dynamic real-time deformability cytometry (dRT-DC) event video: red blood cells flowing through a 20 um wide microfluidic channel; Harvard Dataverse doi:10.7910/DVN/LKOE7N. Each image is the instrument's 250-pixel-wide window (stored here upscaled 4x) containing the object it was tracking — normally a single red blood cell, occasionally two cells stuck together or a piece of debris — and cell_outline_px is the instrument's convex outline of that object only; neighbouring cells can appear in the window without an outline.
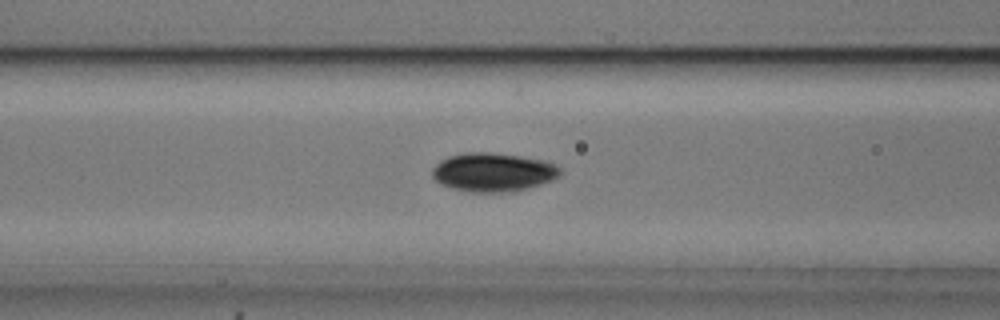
{"species": "common noctule bat (a hibernating species)", "species_latin": "Nyctalus noctula", "temperature_condition": "cold", "stored_images_in_passage": 40, "camera_frame_rate_fps": 3000, "um_per_image_px": 0.085, "animal": {"sex": "male", "body_mass_g": 20.5, "forearm_length_mm": 52.5}, "frame": {"image": 1, "passage_image": 17, "time_ms": 5.333, "image_size_px": [1000, 320], "cell_outline_px": [[560, 176], [552, 180], [528, 188], [512, 192], [472, 192], [452, 188], [440, 184], [432, 176], [432, 168], [440, 160], [448, 156], [464, 152], [488, 152], [520, 156], [544, 160], [556, 164], [560, 168]], "centroid_in_image_um": [41.91, 14.63], "position_along_channel_um": 124.7, "area_um2": 29.02}}
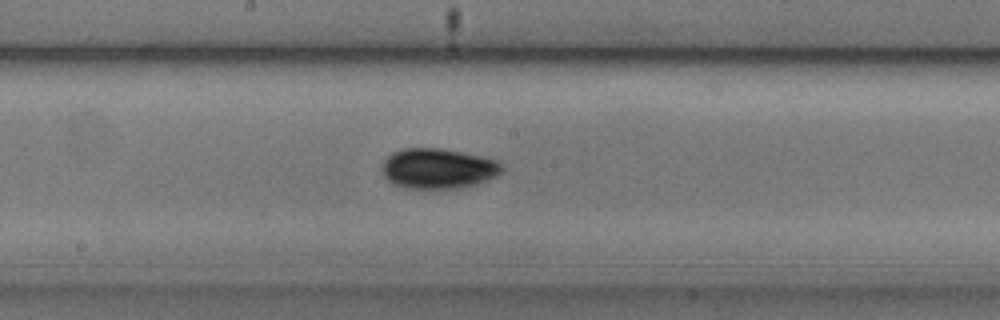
{"frame": {"image": 2, "passage_image": 24, "time_ms": 7.667, "image_size_px": [1000, 320], "cell_outline_px": [[504, 168], [496, 176], [488, 180], [476, 184], [460, 188], [404, 188], [392, 184], [384, 176], [384, 160], [392, 152], [400, 148], [440, 148], [480, 156], [496, 160]], "centroid_in_image_um": [37.22, 14.32], "position_along_channel_um": 211.0, "area_um2": 27.98}}
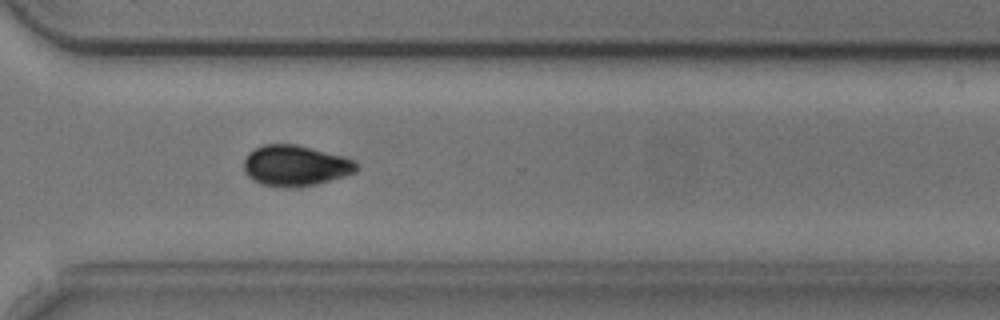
{"frame": {"image": 3, "passage_image": 35, "time_ms": 11.333, "image_size_px": [1000, 320], "cell_outline_px": [[360, 168], [356, 172], [344, 176], [316, 184], [288, 188], [264, 184], [252, 180], [244, 172], [244, 160], [248, 152], [264, 144], [296, 144], [344, 156], [356, 160]], "centroid_in_image_um": [25.13, 14.07], "position_along_channel_um": 345.5, "area_um2": 26.88}, "authors_computed_cell_mechanics": {"area_um2": 28.0041, "velocity_mm_per_s": 3.6821, "shape_relaxation_time_tau1_ms": 3.8485, "shape_relaxation_time_tau2_ms": null, "deformation_change_tau1": 0.0971, "deformation_change_tau2": null}}